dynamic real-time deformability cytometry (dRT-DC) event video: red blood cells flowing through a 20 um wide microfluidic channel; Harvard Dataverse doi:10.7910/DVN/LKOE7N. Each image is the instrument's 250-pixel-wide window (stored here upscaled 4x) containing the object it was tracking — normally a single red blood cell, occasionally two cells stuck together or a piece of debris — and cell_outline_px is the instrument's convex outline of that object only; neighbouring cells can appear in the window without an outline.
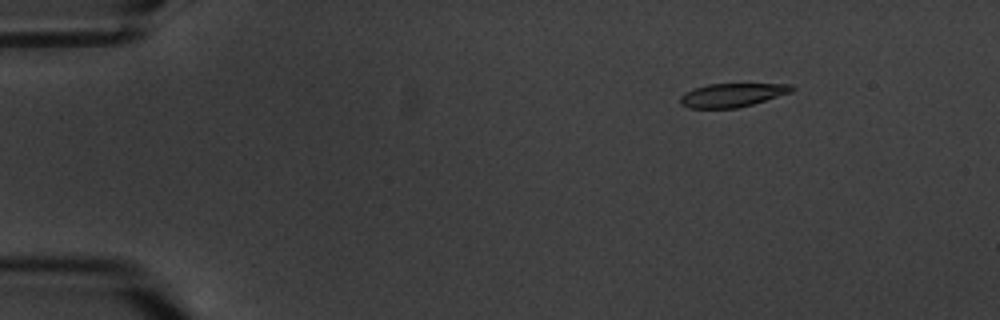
{"species": "common noctule bat (a hibernating species)", "species_latin": "Nyctalus noctula", "temperature_condition": "warm", "stored_images_in_passage": 6, "camera_frame_rate_fps": 3000, "um_per_image_px": 0.085, "animal": {"sex": "male", "body_mass_g": 20.1, "forearm_length_mm": 53.5}, "frame": {"image": 1, "passage_image": 2, "time_ms": 2.0, "image_size_px": [1000, 320], "cell_outline_px": [[796, 88], [792, 92], [752, 104], [736, 108], [688, 108], [680, 104], [680, 96], [684, 92], [708, 84], [792, 84]], "centroid_in_image_um": [62.23, 8.08], "position_along_channel_um": 22.8, "area_um2": 15.32}}
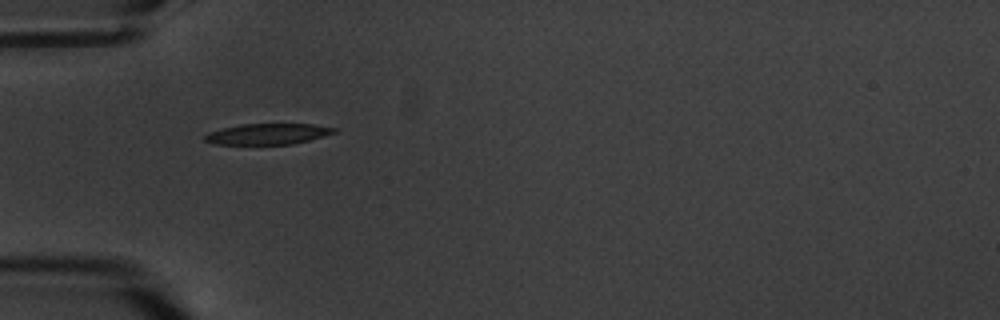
{"frame": {"image": 2, "passage_image": 5, "time_ms": 5.667, "image_size_px": [1000, 320], "cell_outline_px": [[336, 132], [324, 136], [292, 144], [216, 144], [204, 140], [204, 136], [208, 132], [240, 124], [312, 124], [336, 128]], "centroid_in_image_um": [22.75, 11.38], "position_along_channel_um": 62.2, "area_um2": 15.55}}